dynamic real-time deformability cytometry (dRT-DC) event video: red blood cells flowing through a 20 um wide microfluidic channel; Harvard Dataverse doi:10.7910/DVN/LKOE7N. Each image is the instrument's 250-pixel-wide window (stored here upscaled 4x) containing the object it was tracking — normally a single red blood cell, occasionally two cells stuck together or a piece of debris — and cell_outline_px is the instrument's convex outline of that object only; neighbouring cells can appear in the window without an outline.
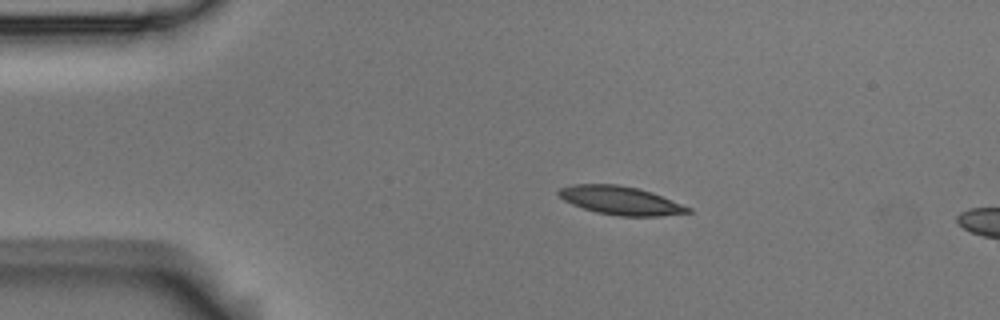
{"species": "Egyptian fruit bat (a non-hibernating species)", "species_latin": "Rousettus aegyptiacus", "temperature_condition": "room temperature", "stored_images_in_passage": 7, "camera_frame_rate_fps": 3000, "um_per_image_px": 0.085, "animal": {"sex": "male"}, "frame": {"image": 1, "passage_image": 1, "time_ms": 0.0, "image_size_px": [1000, 320], "cell_outline_px": [[692, 212], [660, 216], [620, 216], [596, 212], [572, 204], [564, 200], [556, 192], [560, 188], [572, 184], [616, 184], [636, 188], [652, 192], [692, 208]], "centroid_in_image_um": [52.75, 17.04], "position_along_channel_um": 32.3, "area_um2": 21.33}}
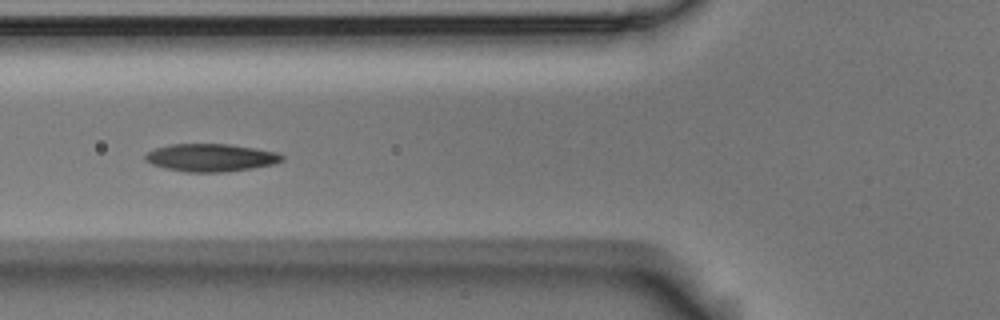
{"frame": {"image": 2, "passage_image": 4, "time_ms": 1.0, "image_size_px": [1000, 320], "cell_outline_px": [[284, 160], [276, 164], [252, 168], [224, 172], [184, 172], [164, 168], [152, 164], [144, 160], [144, 156], [148, 152], [156, 148], [168, 144], [228, 144], [276, 152], [284, 156]], "centroid_in_image_um": [17.9, 13.4], "position_along_channel_um": 107.9, "area_um2": 22.14}}
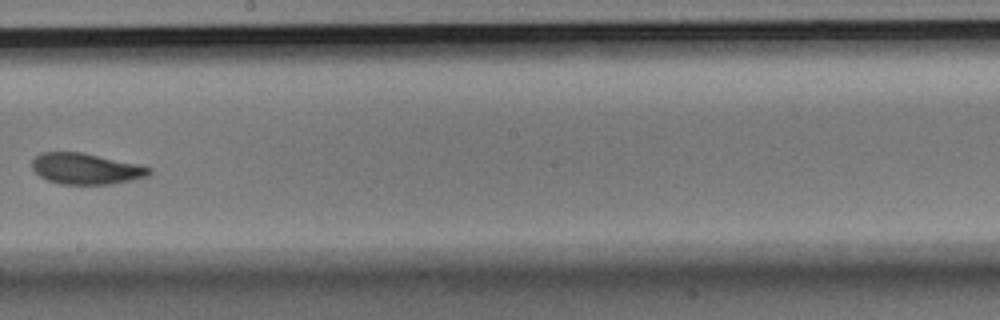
{"frame": {"image": 3, "passage_image": 7, "time_ms": 2.0, "image_size_px": [1000, 320], "cell_outline_px": [[152, 172], [148, 176], [132, 180], [112, 184], [60, 184], [48, 180], [40, 176], [32, 168], [32, 160], [40, 152], [84, 152], [136, 164], [152, 168]], "centroid_in_image_um": [7.3, 14.34], "position_along_channel_um": 240.9, "area_um2": 21.15}}